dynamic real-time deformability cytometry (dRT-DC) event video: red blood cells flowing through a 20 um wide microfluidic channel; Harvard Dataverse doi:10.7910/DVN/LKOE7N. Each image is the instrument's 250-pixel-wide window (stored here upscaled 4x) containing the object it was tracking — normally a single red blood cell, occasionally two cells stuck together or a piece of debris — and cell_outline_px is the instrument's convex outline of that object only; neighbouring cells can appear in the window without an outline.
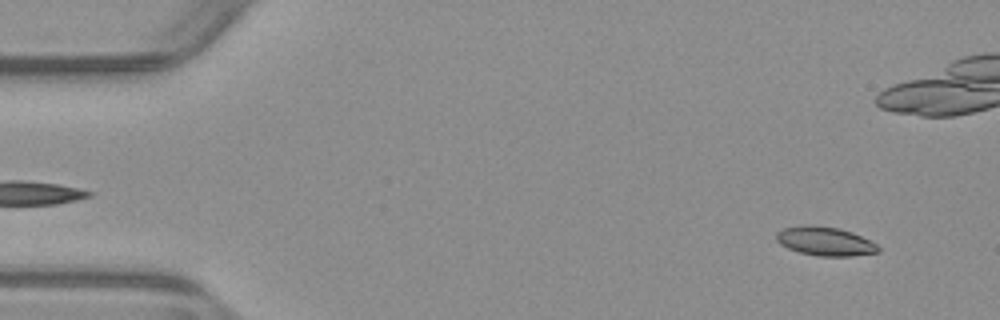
{"species": "common noctule bat (a hibernating species)", "species_latin": "Nyctalus noctula", "temperature_condition": "warm", "stored_images_in_passage": 54, "camera_frame_rate_fps": 3000, "um_per_image_px": 0.085, "animal": {"sex": "male", "body_mass_g": 23.1, "forearm_length_mm": 52.7}, "frame": {"image": 1, "passage_image": 4, "time_ms": 1.0, "image_size_px": [1000, 320], "cell_outline_px": [[880, 252], [852, 256], [816, 256], [800, 252], [788, 248], [780, 244], [776, 240], [776, 232], [784, 228], [800, 224], [840, 228], [852, 232], [876, 244], [880, 248]], "centroid_in_image_um": [70.11, 20.5], "position_along_channel_um": 14.9, "area_um2": 17.17}}
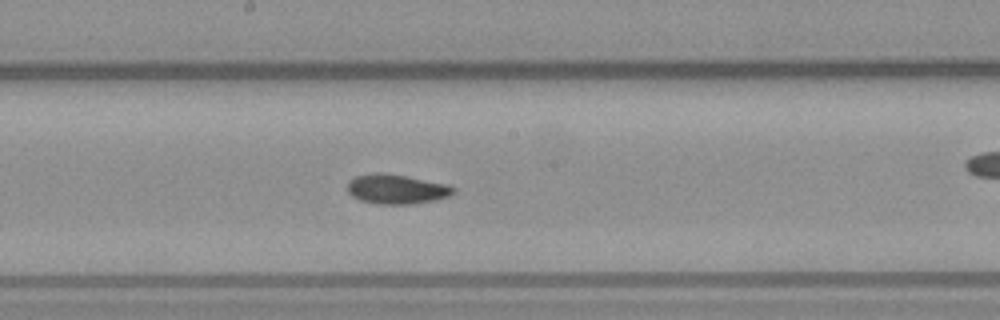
{"frame": {"image": 2, "passage_image": 28, "time_ms": 9.0, "image_size_px": [1000, 320], "cell_outline_px": [[456, 192], [448, 196], [432, 200], [408, 204], [376, 204], [360, 200], [352, 196], [348, 192], [348, 180], [356, 176], [372, 172], [384, 172], [448, 184], [456, 188]], "centroid_in_image_um": [33.68, 16.06], "position_along_channel_um": 214.5, "area_um2": 18.32}}
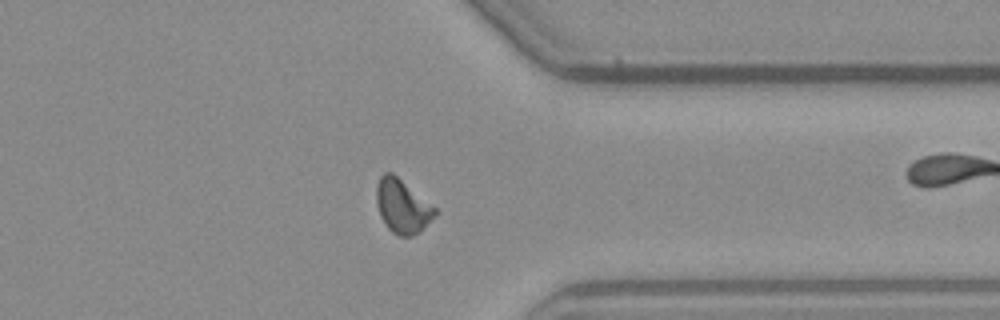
{"frame": {"image": 3, "passage_image": 41, "time_ms": 13.333, "image_size_px": [1000, 320], "cell_outline_px": [[436, 216], [420, 232], [412, 236], [400, 236], [392, 232], [384, 224], [380, 216], [376, 204], [376, 188], [380, 176], [384, 172], [392, 172], [436, 208]], "centroid_in_image_um": [34.19, 17.54], "position_along_channel_um": 377.2, "area_um2": 18.38}, "authors_computed_cell_mechanics": {"area_um2": 17.34, "velocity_mm_per_s": 3.9009, "shape_relaxation_time_tau1_ms": null, "shape_relaxation_time_tau2_ms": 4.1567, "deformation_change_tau1": null, "deformation_change_tau2": 0.0938}}